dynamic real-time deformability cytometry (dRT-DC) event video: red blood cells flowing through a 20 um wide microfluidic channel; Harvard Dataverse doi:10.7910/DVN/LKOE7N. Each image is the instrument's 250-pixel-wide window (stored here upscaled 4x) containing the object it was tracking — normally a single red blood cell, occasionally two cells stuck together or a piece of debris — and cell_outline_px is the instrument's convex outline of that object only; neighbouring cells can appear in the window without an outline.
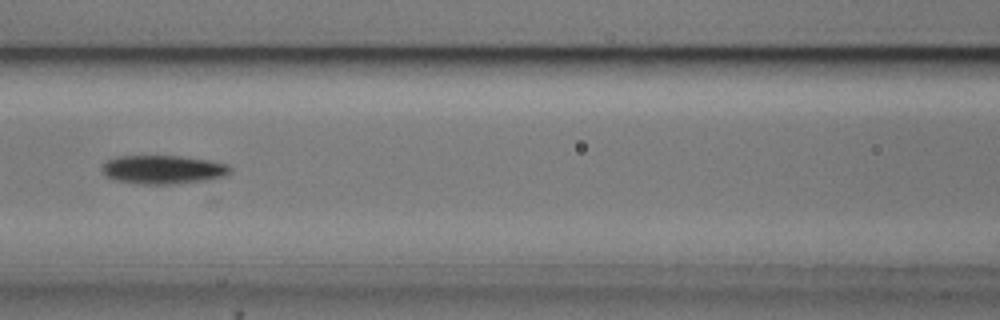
{"species": "common noctule bat (a hibernating species)", "species_latin": "Nyctalus noctula", "temperature_condition": "cold", "stored_images_in_passage": 4, "camera_frame_rate_fps": 3000, "um_per_image_px": 0.085, "animal": {"sex": "male", "body_mass_g": 20.5, "forearm_length_mm": 52.5}, "frame": {"image": 1, "passage_image": 4, "time_ms": 4.333, "image_size_px": [1000, 320], "cell_outline_px": [[232, 172], [224, 176], [204, 180], [172, 184], [140, 184], [116, 180], [108, 176], [100, 168], [104, 160], [116, 156], [180, 156], [208, 160], [228, 164], [232, 168]], "centroid_in_image_um": [13.84, 14.4], "position_along_channel_um": 152.8, "area_um2": 21.44}}